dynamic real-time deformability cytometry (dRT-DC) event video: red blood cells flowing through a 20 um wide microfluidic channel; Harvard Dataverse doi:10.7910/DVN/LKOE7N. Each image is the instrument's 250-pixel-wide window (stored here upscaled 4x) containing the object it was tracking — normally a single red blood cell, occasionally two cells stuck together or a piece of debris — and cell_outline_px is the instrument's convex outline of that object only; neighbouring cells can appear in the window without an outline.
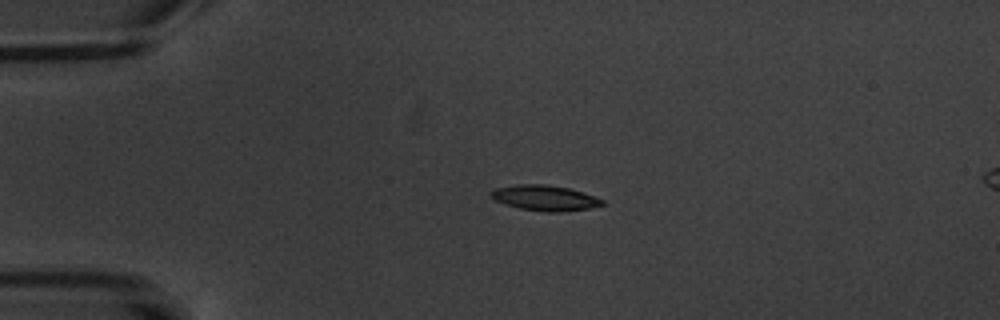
{"species": "common noctule bat (a hibernating species)", "species_latin": "Nyctalus noctula", "temperature_condition": "warm", "stored_images_in_passage": 6, "camera_frame_rate_fps": 3000, "um_per_image_px": 0.085, "animal": {"sex": "male", "body_mass_g": 20.1, "forearm_length_mm": 53.5}, "frame": {"image": 1, "passage_image": 4, "time_ms": 3.333, "image_size_px": [1000, 320], "cell_outline_px": [[604, 204], [588, 208], [560, 212], [544, 212], [520, 208], [504, 204], [496, 200], [492, 196], [492, 192], [496, 188], [516, 184], [548, 184], [568, 188], [604, 200]], "centroid_in_image_um": [46.3, 16.82], "position_along_channel_um": 38.7, "area_um2": 16.18}}